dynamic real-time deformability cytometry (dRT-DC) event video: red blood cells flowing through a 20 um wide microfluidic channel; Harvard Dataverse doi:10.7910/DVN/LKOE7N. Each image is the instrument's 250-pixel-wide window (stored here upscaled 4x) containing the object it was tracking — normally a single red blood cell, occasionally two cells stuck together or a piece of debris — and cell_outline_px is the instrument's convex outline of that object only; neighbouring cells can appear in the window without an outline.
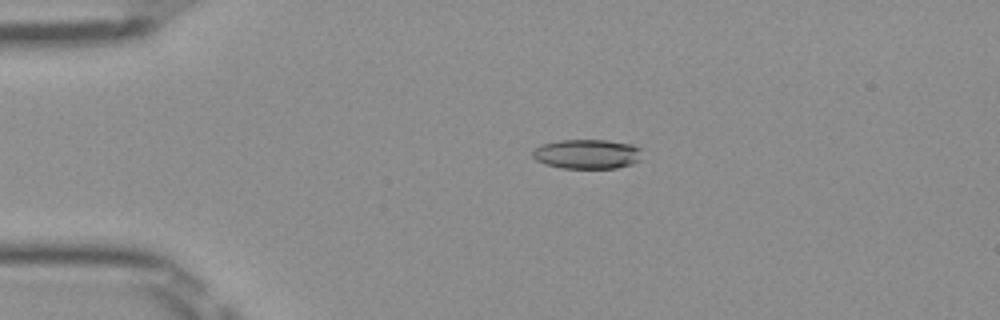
{"species": "Egyptian fruit bat (a non-hibernating species)", "species_latin": "Rousettus aegyptiacus", "temperature_condition": "room temperature", "stored_images_in_passage": 44, "camera_frame_rate_fps": 3000, "um_per_image_px": 0.085, "frame": {"image": 1, "passage_image": 4, "time_ms": 1.0, "image_size_px": [1000, 320], "cell_outline_px": [[640, 160], [632, 164], [616, 168], [560, 168], [544, 164], [536, 160], [532, 156], [532, 152], [540, 144], [560, 140], [608, 140], [632, 144], [640, 148]], "centroid_in_image_um": [49.89, 13.09], "position_along_channel_um": 35.1, "area_um2": 18.96}}
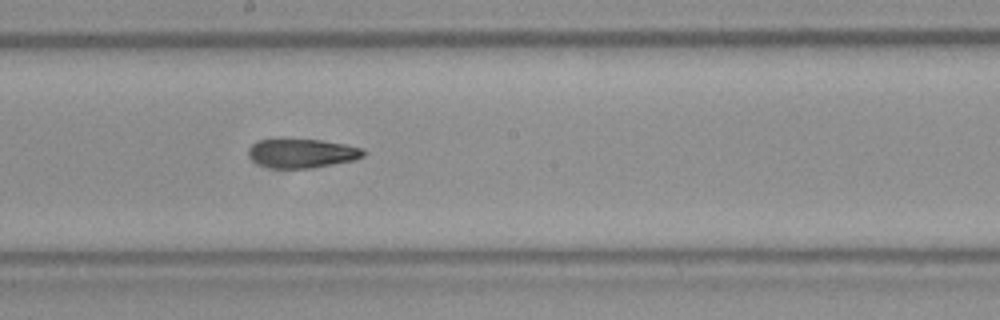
{"frame": {"image": 2, "passage_image": 21, "time_ms": 6.667, "image_size_px": [1000, 320], "cell_outline_px": [[368, 152], [364, 156], [356, 160], [312, 168], [272, 168], [260, 164], [252, 160], [248, 156], [248, 148], [252, 144], [260, 140], [280, 136], [284, 136], [320, 140], [344, 144], [364, 148]], "centroid_in_image_um": [25.66, 12.98], "position_along_channel_um": 222.5, "area_um2": 20.35}}
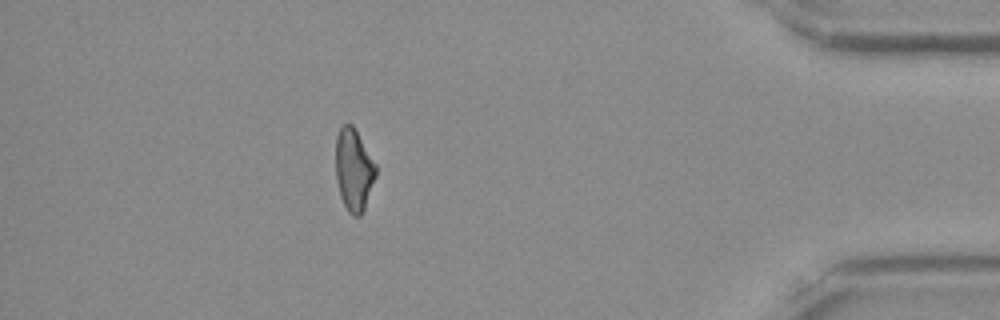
{"frame": {"image": 3, "passage_image": 38, "time_ms": 12.333, "image_size_px": [1000, 320], "cell_outline_px": [[376, 176], [364, 208], [360, 216], [352, 216], [348, 212], [340, 196], [336, 180], [336, 136], [340, 128], [344, 124], [352, 124], [376, 164]], "centroid_in_image_um": [30.06, 14.44], "position_along_channel_um": 405.1, "area_um2": 19.07}, "authors_computed_cell_mechanics": {"area_um2": 19.7387, "velocity_mm_per_s": 4.0352, "shape_relaxation_time_tau1_ms": null, "shape_relaxation_time_tau2_ms": 5.6643, "deformation_change_tau1": null, "deformation_change_tau2": 0.1395}}